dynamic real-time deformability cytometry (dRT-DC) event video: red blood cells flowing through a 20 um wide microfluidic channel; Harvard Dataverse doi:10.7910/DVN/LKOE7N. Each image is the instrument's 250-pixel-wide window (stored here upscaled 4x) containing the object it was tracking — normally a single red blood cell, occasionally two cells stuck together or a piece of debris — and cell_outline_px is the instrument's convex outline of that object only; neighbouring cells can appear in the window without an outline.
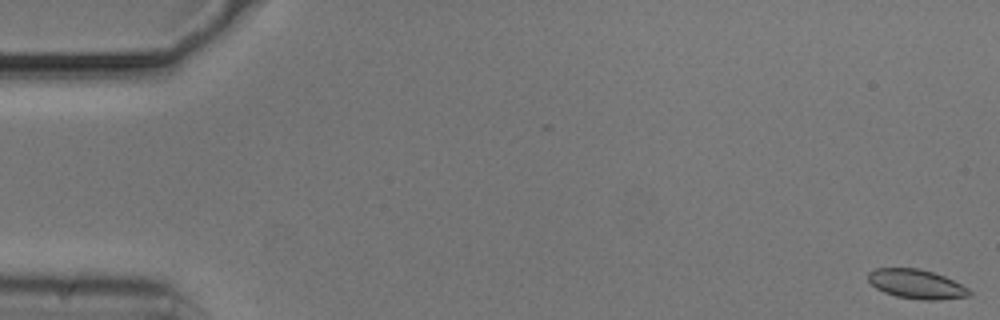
{"species": "common noctule bat (a hibernating species)", "species_latin": "Nyctalus noctula", "temperature_condition": "cold", "stored_images_in_passage": 10, "camera_frame_rate_fps": 3000, "um_per_image_px": 0.085, "animal": {"sex": "male", "body_mass_g": 20.5, "forearm_length_mm": 52.5}, "frame": {"image": 1, "passage_image": 1, "time_ms": 0.0, "image_size_px": [1000, 320], "cell_outline_px": [[972, 296], [936, 300], [924, 300], [896, 296], [884, 292], [876, 288], [868, 280], [868, 272], [876, 268], [916, 268], [932, 272], [944, 276], [968, 288], [972, 292]], "centroid_in_image_um": [77.9, 24.15], "position_along_channel_um": 7.1, "area_um2": 17.17}}